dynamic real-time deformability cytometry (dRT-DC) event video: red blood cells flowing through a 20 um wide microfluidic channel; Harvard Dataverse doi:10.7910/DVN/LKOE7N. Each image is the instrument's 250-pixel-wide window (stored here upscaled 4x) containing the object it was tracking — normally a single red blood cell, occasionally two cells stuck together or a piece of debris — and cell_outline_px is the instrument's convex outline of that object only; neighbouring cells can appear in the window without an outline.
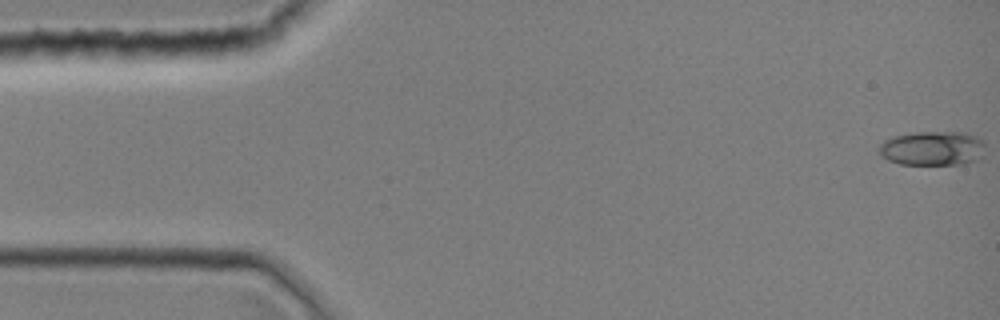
{"species": "common noctule bat (a hibernating species)", "species_latin": "Nyctalus noctula", "temperature_condition": "room temperature", "stored_images_in_passage": 12, "camera_frame_rate_fps": 3000, "um_per_image_px": 0.085, "animal": {"sex": "female", "body_mass_g": 19.0, "forearm_length_mm": 51.5}, "frame": {"image": 1, "passage_image": 1, "time_ms": 0.0, "image_size_px": [1000, 320], "cell_outline_px": [[984, 156], [976, 160], [960, 164], [900, 164], [888, 160], [880, 156], [880, 144], [884, 140], [892, 136], [916, 132], [964, 132], [976, 136], [984, 140]], "centroid_in_image_um": [79.28, 12.6], "position_along_channel_um": 5.7, "area_um2": 21.44}}
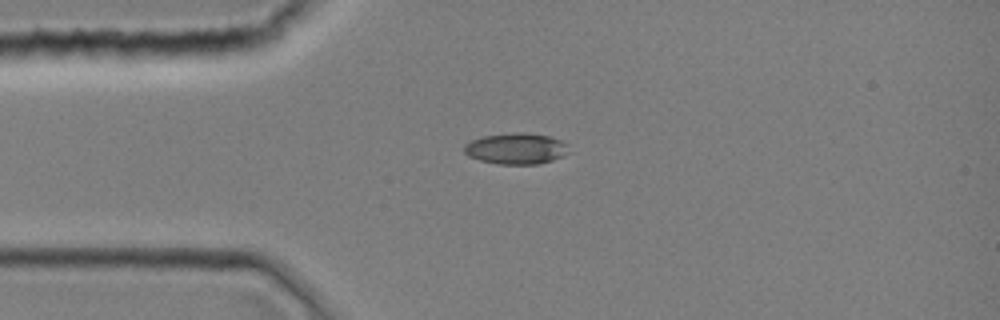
{"frame": {"image": 2, "passage_image": 10, "time_ms": 3.0, "image_size_px": [1000, 320], "cell_outline_px": [[568, 144], [564, 156], [552, 160], [536, 164], [500, 164], [480, 160], [468, 156], [464, 152], [464, 144], [472, 140], [484, 136], [512, 132], [524, 132], [552, 136]], "centroid_in_image_um": [43.86, 12.62], "position_along_channel_um": 41.1, "area_um2": 18.96}}